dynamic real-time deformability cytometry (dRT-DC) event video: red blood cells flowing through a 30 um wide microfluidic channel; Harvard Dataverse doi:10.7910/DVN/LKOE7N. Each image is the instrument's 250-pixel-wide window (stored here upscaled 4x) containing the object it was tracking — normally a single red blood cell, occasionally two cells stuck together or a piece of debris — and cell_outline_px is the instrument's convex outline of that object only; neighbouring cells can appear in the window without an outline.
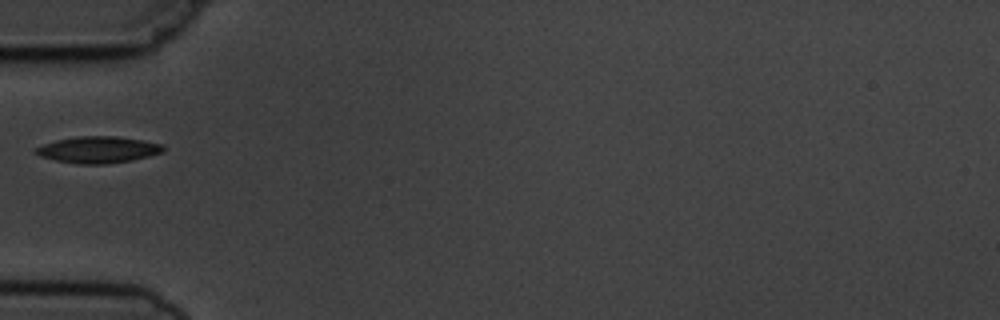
{"species": "common noctule bat (a hibernating species)", "species_latin": "Nyctalus noctula", "temperature_condition": "cold", "stored_images_in_passage": 2, "camera_frame_rate_fps": 3000, "um_per_image_px": 0.085, "animal": {"sex": "male", "body_mass_g": 19.5, "forearm_length_mm": 54.6}, "frame": {"image": 1, "passage_image": 1, "time_ms": 0.0, "image_size_px": [1000, 320], "cell_outline_px": [[164, 152], [132, 160], [104, 164], [80, 164], [56, 160], [40, 156], [32, 152], [36, 148], [44, 144], [56, 140], [76, 136], [120, 136], [144, 140], [164, 144]], "centroid_in_image_um": [8.36, 12.71], "position_along_channel_um": 76.6, "area_um2": 19.83}}
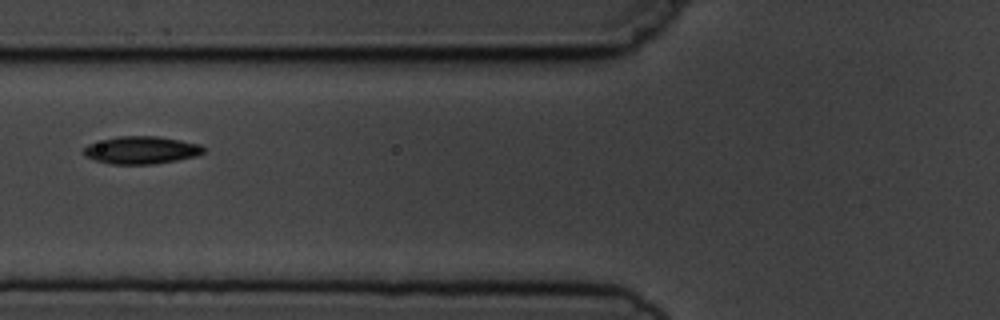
{"frame": {"image": 2, "passage_image": 2, "time_ms": 1.0, "image_size_px": [1000, 320], "cell_outline_px": [[204, 152], [196, 156], [156, 164], [108, 164], [84, 156], [80, 152], [88, 144], [120, 136], [156, 136], [180, 140], [200, 144], [204, 148]], "centroid_in_image_um": [11.99, 12.77], "position_along_channel_um": 113.8, "area_um2": 19.25}}